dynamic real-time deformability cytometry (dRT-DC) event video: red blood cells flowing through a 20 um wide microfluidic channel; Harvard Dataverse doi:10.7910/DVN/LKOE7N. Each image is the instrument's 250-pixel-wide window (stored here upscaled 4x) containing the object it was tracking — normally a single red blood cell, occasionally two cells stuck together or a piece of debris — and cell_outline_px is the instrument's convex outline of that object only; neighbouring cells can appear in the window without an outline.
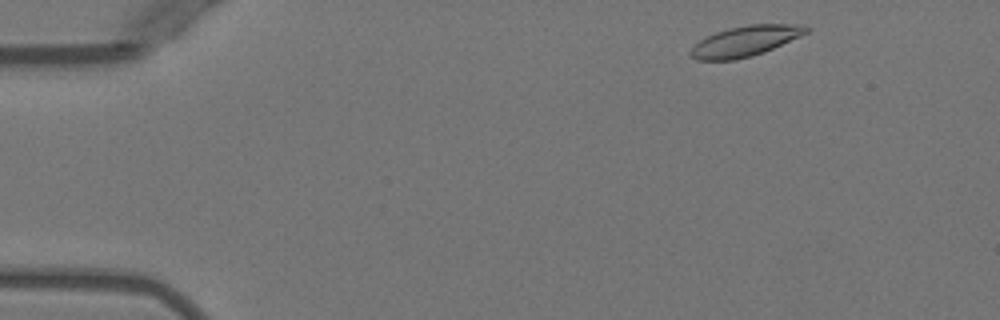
{"species": "Egyptian fruit bat (a non-hibernating species)", "species_latin": "Rousettus aegyptiacus", "temperature_condition": "warm", "stored_images_in_passage": 47, "camera_frame_rate_fps": 3000, "um_per_image_px": 0.085, "animal": {"sex": "female"}, "frame": {"image": 1, "passage_image": 2, "time_ms": 0.333, "image_size_px": [1000, 320], "cell_outline_px": [[808, 32], [800, 36], [764, 52], [752, 56], [736, 60], [696, 60], [688, 52], [700, 40], [716, 32], [728, 28], [748, 24], [804, 24], [808, 28]], "centroid_in_image_um": [63.35, 3.49], "position_along_channel_um": 21.6, "area_um2": 20.4}}
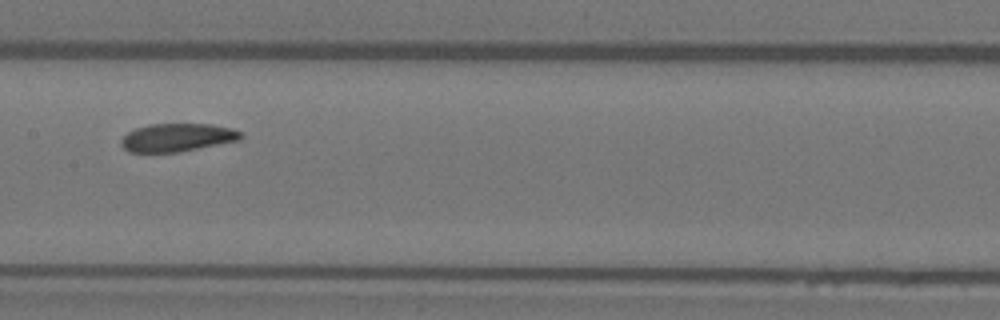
{"frame": {"image": 2, "passage_image": 22, "time_ms": 7.0, "image_size_px": [1000, 320], "cell_outline_px": [[244, 136], [240, 140], [176, 152], [128, 152], [120, 144], [120, 140], [128, 132], [136, 128], [148, 124], [212, 124], [232, 128], [240, 132]], "centroid_in_image_um": [15.05, 11.68], "position_along_channel_um": 192.3, "area_um2": 19.54}}
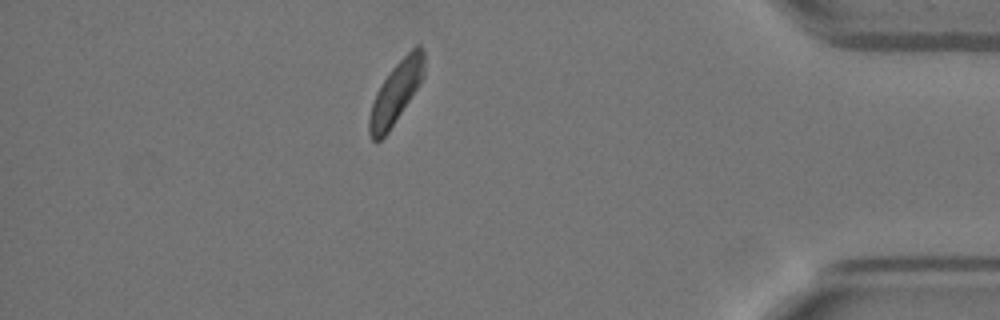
{"frame": {"image": 3, "passage_image": 41, "time_ms": 13.333, "image_size_px": [1000, 320], "cell_outline_px": [[424, 76], [388, 132], [380, 140], [372, 140], [368, 132], [368, 116], [376, 92], [380, 84], [392, 68], [416, 44], [420, 44], [424, 52]], "centroid_in_image_um": [33.63, 7.85], "position_along_channel_um": 401.6, "area_um2": 19.42}, "authors_computed_cell_mechanics": {"area_um2": 20.6346, "velocity_mm_per_s": 3.9253, "shape_relaxation_time_tau1_ms": 6.2088, "shape_relaxation_time_tau2_ms": null, "deformation_change_tau1": 0.1318, "deformation_change_tau2": null}}